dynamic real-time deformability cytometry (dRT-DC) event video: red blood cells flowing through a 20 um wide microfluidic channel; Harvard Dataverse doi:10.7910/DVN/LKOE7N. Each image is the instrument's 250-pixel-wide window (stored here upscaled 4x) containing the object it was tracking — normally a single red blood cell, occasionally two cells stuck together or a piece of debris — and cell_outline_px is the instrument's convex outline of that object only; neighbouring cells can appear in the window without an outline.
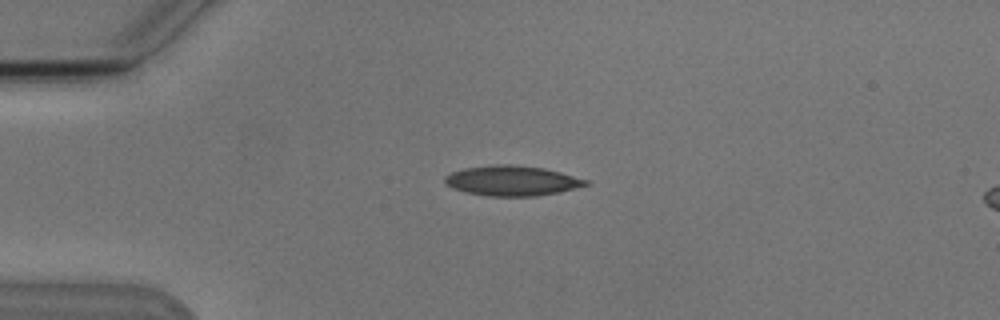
{"species": "Egyptian fruit bat (a non-hibernating species)", "species_latin": "Rousettus aegyptiacus", "temperature_condition": "cold", "stored_images_in_passage": 3, "camera_frame_rate_fps": 3000, "um_per_image_px": 0.085, "animal": {"sex": "male"}, "frame": {"image": 1, "passage_image": 1, "time_ms": 0.0, "image_size_px": [1000, 320], "cell_outline_px": [[588, 184], [556, 192], [536, 196], [488, 196], [468, 192], [452, 188], [444, 184], [444, 176], [452, 172], [464, 168], [492, 164], [512, 164], [544, 168], [560, 172], [588, 180]], "centroid_in_image_um": [43.45, 15.35], "position_along_channel_um": 41.6, "area_um2": 24.51}}